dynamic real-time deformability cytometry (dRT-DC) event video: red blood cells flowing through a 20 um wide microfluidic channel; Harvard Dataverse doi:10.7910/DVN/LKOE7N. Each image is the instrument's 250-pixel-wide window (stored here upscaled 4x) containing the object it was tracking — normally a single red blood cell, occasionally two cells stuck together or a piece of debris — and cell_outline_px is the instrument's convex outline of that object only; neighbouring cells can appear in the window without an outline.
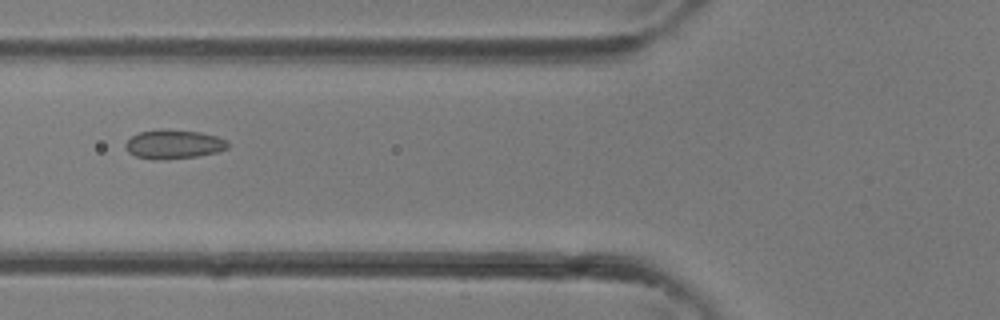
{"species": "common noctule bat (a hibernating species)", "species_latin": "Nyctalus noctula", "temperature_condition": "room temperature", "stored_images_in_passage": 28, "camera_frame_rate_fps": 3000, "um_per_image_px": 0.085, "animal": {"sex": "female"}, "frame": {"image": 1, "passage_image": 5, "time_ms": 1.333, "image_size_px": [1000, 320], "cell_outline_px": [[228, 148], [216, 152], [196, 156], [136, 156], [128, 152], [124, 148], [124, 144], [132, 136], [140, 132], [160, 128], [200, 132], [216, 136], [228, 140]], "centroid_in_image_um": [14.79, 12.19], "position_along_channel_um": 111.0, "area_um2": 16.47}}
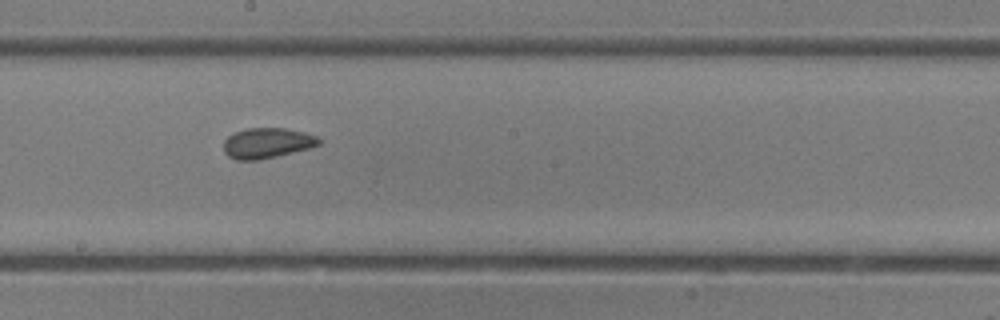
{"frame": {"image": 2, "passage_image": 11, "time_ms": 3.333, "image_size_px": [1000, 320], "cell_outline_px": [[320, 144], [308, 148], [276, 156], [256, 160], [236, 160], [228, 156], [224, 152], [224, 140], [228, 136], [236, 132], [248, 128], [284, 128], [304, 132], [316, 136], [320, 140]], "centroid_in_image_um": [22.67, 12.16], "position_along_channel_um": 225.5, "area_um2": 16.65}}
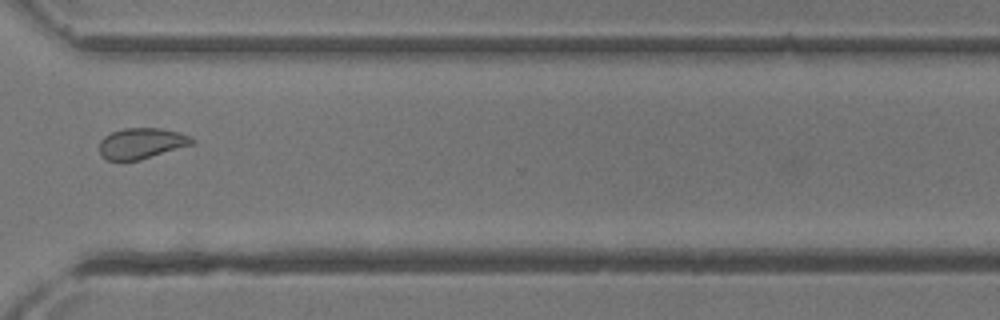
{"frame": {"image": 3, "passage_image": 18, "time_ms": 5.667, "image_size_px": [1000, 320], "cell_outline_px": [[196, 140], [192, 144], [140, 160], [108, 160], [100, 152], [100, 140], [104, 136], [112, 132], [124, 128], [160, 128], [180, 132], [192, 136]], "centroid_in_image_um": [12.06, 12.17], "position_along_channel_um": 358.5, "area_um2": 16.53}}